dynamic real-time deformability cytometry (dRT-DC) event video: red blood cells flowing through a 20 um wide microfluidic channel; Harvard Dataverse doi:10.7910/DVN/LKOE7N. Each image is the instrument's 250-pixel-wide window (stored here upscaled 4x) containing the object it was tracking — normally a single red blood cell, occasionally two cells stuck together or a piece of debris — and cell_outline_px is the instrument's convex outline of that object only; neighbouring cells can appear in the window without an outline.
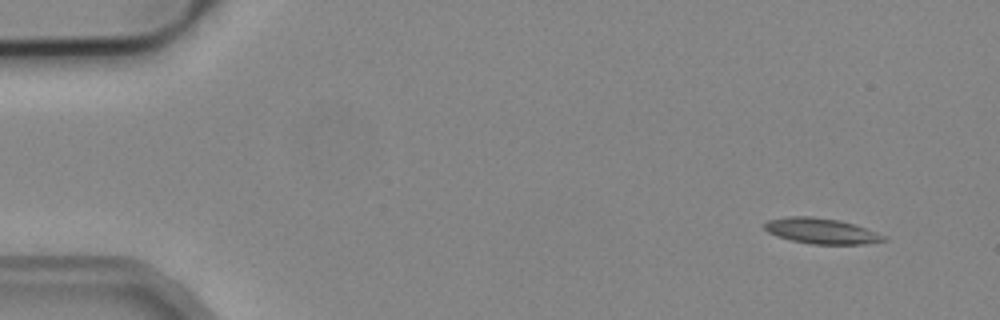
{"species": "common noctule bat (a hibernating species)", "species_latin": "Nyctalus noctula", "temperature_condition": "cold", "stored_images_in_passage": 4, "camera_frame_rate_fps": 3000, "um_per_image_px": 0.085, "animal": {"sex": "male", "body_mass_g": 19.2, "forearm_length_mm": 51.8}, "frame": {"image": 1, "passage_image": 1, "time_ms": 0.0, "image_size_px": [1000, 320], "cell_outline_px": [[888, 240], [864, 244], [812, 244], [792, 240], [776, 236], [768, 232], [764, 228], [764, 224], [768, 220], [788, 216], [812, 216], [840, 220], [876, 232], [884, 236]], "centroid_in_image_um": [69.78, 19.63], "position_along_channel_um": 15.2, "area_um2": 17.63}}
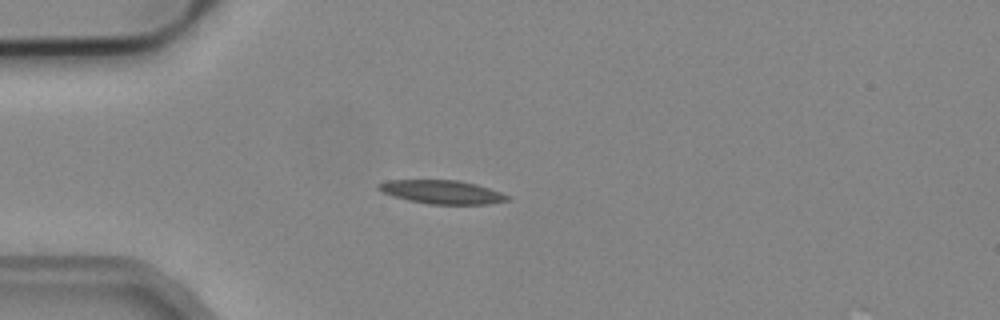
{"frame": {"image": 2, "passage_image": 3, "time_ms": 0.667, "image_size_px": [1000, 320], "cell_outline_px": [[512, 200], [488, 204], [428, 204], [408, 200], [392, 196], [380, 192], [376, 188], [376, 184], [388, 180], [456, 180], [476, 184], [512, 196]], "centroid_in_image_um": [37.55, 16.32], "position_along_channel_um": 47.4, "area_um2": 17.92}}